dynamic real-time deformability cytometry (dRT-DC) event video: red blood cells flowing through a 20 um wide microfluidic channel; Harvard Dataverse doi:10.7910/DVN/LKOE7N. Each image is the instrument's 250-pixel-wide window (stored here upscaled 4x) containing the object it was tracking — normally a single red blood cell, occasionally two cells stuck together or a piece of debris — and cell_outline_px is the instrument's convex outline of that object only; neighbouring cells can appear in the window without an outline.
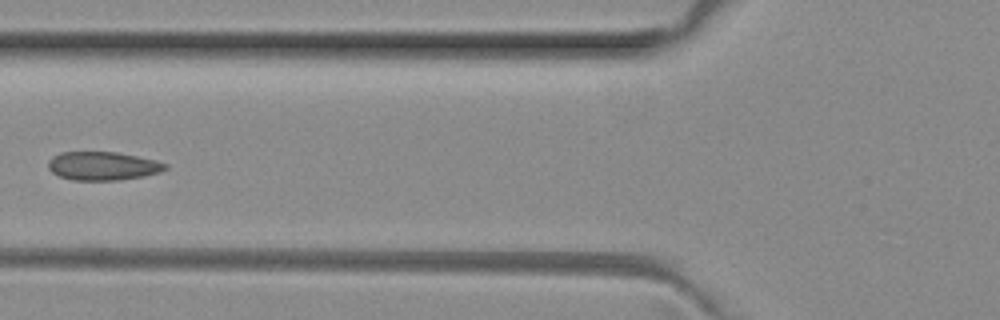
{"species": "common noctule bat (a hibernating species)", "species_latin": "Nyctalus noctula", "temperature_condition": "room temperature", "stored_images_in_passage": 6, "camera_frame_rate_fps": 3000, "um_per_image_px": 0.085, "animal": {"sex": "female", "body_mass_g": 29.2, "forearm_length_mm": 56.3}, "frame": {"image": 1, "passage_image": 6, "time_ms": 1.667, "image_size_px": [1000, 320], "cell_outline_px": [[168, 168], [160, 172], [144, 176], [120, 180], [72, 180], [60, 176], [52, 172], [48, 168], [48, 160], [52, 156], [60, 152], [116, 152], [156, 160], [168, 164]], "centroid_in_image_um": [8.74, 14.1], "position_along_channel_um": 117.1, "area_um2": 19.54}}